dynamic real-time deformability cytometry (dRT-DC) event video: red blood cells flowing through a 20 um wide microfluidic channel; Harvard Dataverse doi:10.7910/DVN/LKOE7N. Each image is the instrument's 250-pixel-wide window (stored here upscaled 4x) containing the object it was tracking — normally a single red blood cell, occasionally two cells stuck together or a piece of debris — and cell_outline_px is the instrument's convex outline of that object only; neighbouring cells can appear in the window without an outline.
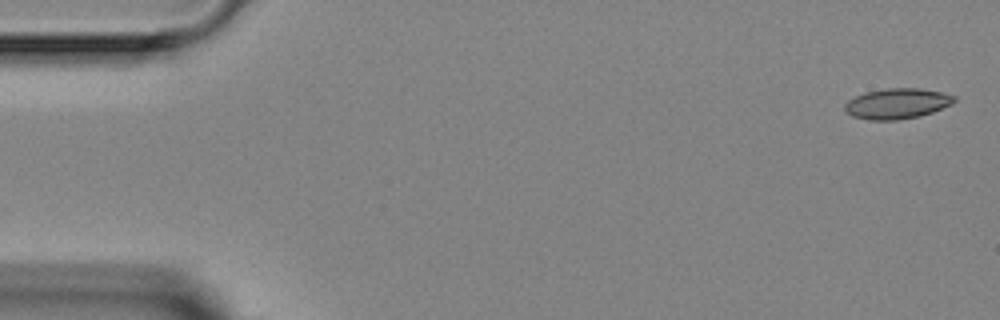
{"species": "Egyptian fruit bat (a non-hibernating species)", "species_latin": "Rousettus aegyptiacus", "temperature_condition": "room temperature", "stored_images_in_passage": 7, "camera_frame_rate_fps": 3000, "um_per_image_px": 0.085, "animal": {"sex": "female"}, "frame": {"image": 1, "passage_image": 1, "time_ms": 0.0, "image_size_px": [1000, 320], "cell_outline_px": [[956, 100], [952, 104], [932, 112], [920, 116], [896, 120], [868, 120], [852, 116], [844, 112], [844, 104], [848, 100], [864, 92], [888, 88], [920, 88], [940, 92], [956, 96]], "centroid_in_image_um": [76.23, 8.81], "position_along_channel_um": 8.8, "area_um2": 19.54}}
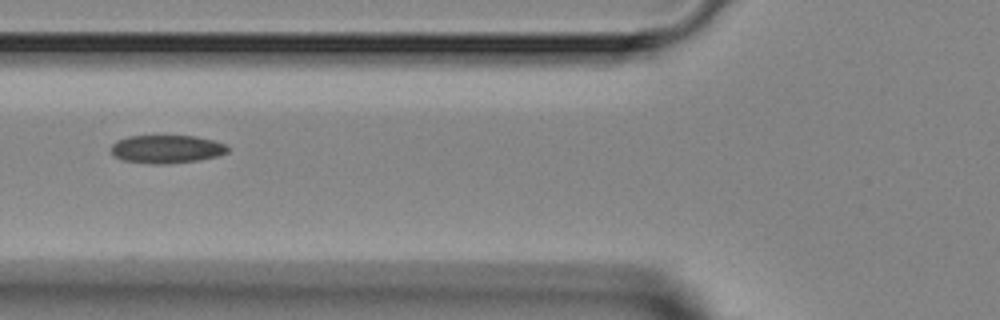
{"frame": {"image": 2, "passage_image": 6, "time_ms": 5.667, "image_size_px": [1000, 320], "cell_outline_px": [[228, 152], [216, 156], [200, 160], [164, 164], [152, 164], [124, 160], [116, 156], [112, 152], [112, 144], [116, 140], [128, 136], [196, 136], [216, 140], [228, 144]], "centroid_in_image_um": [14.21, 12.66], "position_along_channel_um": 111.6, "area_um2": 19.19}}
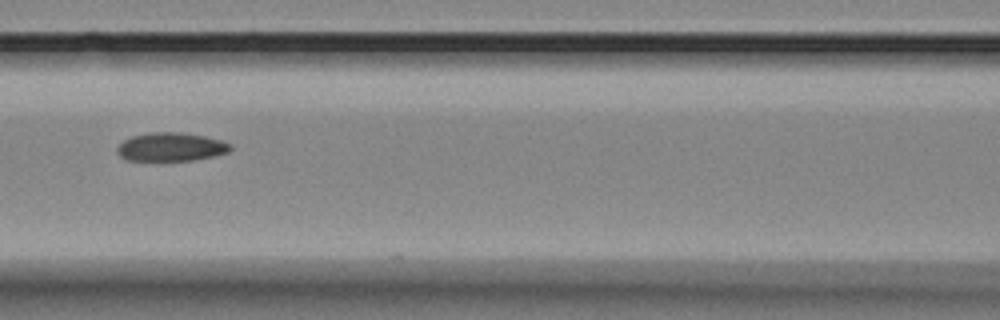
{"frame": {"image": 3, "passage_image": 7, "time_ms": 6.667, "image_size_px": [1000, 320], "cell_outline_px": [[232, 148], [228, 152], [212, 156], [192, 160], [124, 160], [116, 152], [116, 148], [124, 140], [132, 136], [152, 132], [176, 132], [204, 136], [224, 140], [232, 144]], "centroid_in_image_um": [14.54, 12.48], "position_along_channel_um": 152.1, "area_um2": 18.79}}